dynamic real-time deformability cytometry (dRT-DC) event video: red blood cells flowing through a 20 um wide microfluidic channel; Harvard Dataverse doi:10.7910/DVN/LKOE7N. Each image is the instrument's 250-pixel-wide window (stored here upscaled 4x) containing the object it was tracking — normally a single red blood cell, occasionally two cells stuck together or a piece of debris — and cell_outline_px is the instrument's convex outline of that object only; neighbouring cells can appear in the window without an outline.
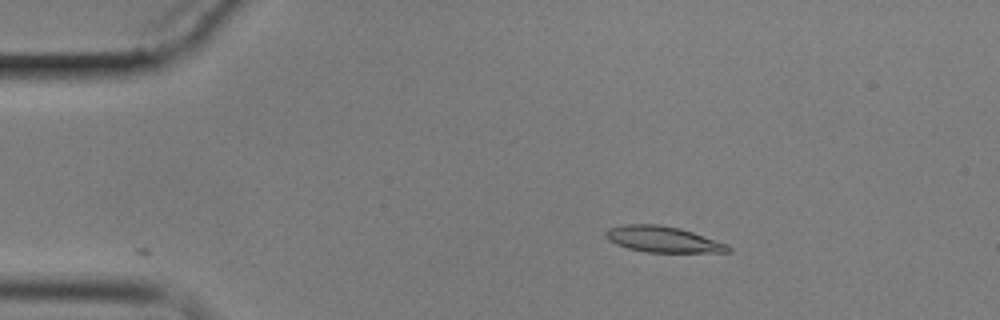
{"species": "common noctule bat (a hibernating species)", "species_latin": "Nyctalus noctula", "temperature_condition": "cold", "stored_images_in_passage": 5, "camera_frame_rate_fps": 3000, "um_per_image_px": 0.085, "animal": {"sex": "male", "body_mass_g": 17.9}, "frame": {"image": 1, "passage_image": 2, "time_ms": 1.0, "image_size_px": [1000, 320], "cell_outline_px": [[732, 252], [648, 252], [628, 248], [616, 244], [608, 240], [604, 236], [604, 232], [608, 228], [628, 224], [660, 224], [680, 228], [728, 244], [732, 248]], "centroid_in_image_um": [56.34, 20.34], "position_along_channel_um": 28.7, "area_um2": 18.55}}
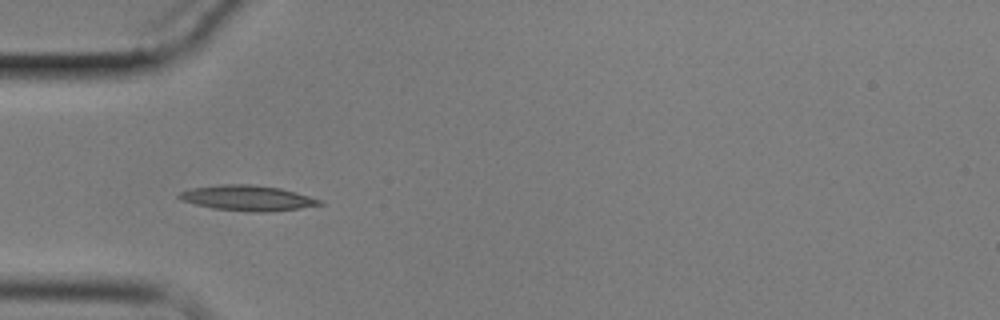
{"frame": {"image": 2, "passage_image": 4, "time_ms": 3.667, "image_size_px": [1000, 320], "cell_outline_px": [[324, 204], [300, 208], [268, 212], [248, 212], [212, 208], [180, 200], [176, 196], [180, 192], [192, 188], [220, 184], [252, 184], [280, 188], [296, 192], [324, 200]], "centroid_in_image_um": [21.06, 16.83], "position_along_channel_um": 63.9, "area_um2": 20.92}}
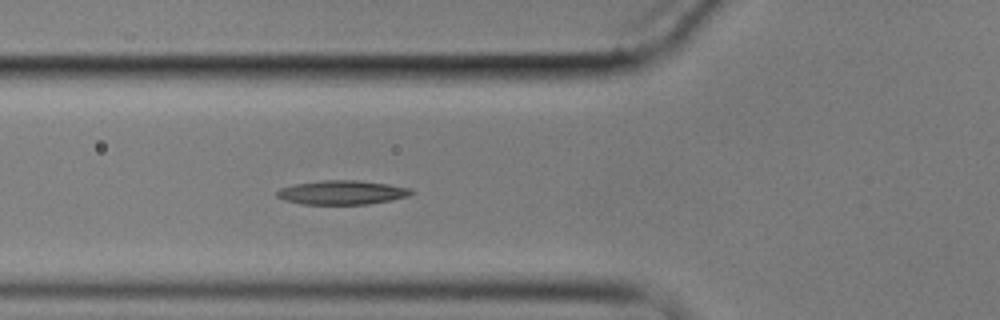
{"frame": {"image": 3, "passage_image": 5, "time_ms": 4.667, "image_size_px": [1000, 320], "cell_outline_px": [[416, 192], [408, 196], [392, 200], [368, 204], [300, 204], [284, 200], [276, 196], [276, 192], [280, 188], [296, 184], [320, 180], [356, 180], [388, 184], [412, 188]], "centroid_in_image_um": [29.1, 16.36], "position_along_channel_um": 96.7, "area_um2": 18.96}}